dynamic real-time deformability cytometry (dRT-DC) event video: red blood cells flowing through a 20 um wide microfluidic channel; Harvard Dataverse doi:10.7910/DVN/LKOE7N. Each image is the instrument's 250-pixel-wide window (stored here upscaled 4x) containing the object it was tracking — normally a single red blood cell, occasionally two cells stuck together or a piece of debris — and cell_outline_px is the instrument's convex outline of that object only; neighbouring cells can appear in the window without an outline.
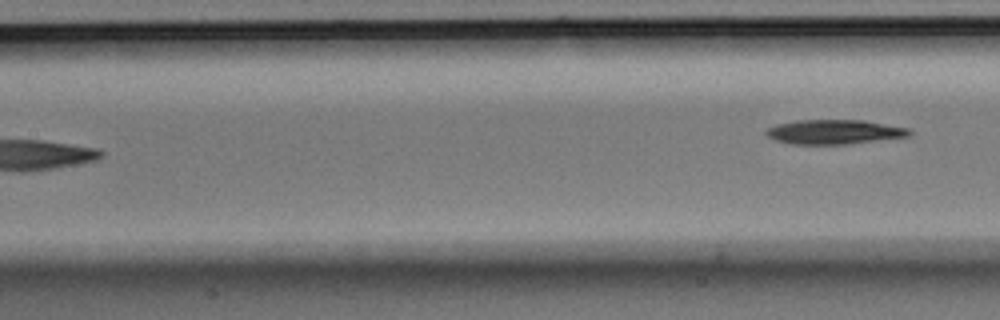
{"species": "Egyptian fruit bat (a non-hibernating species)", "species_latin": "Rousettus aegyptiacus", "temperature_condition": "room temperature", "stored_images_in_passage": 7, "segment_of_instrument_passage": [2, 2], "camera_frame_rate_fps": 3000, "um_per_image_px": 0.085, "animal": {"sex": "male"}, "frame": {"image": 1, "passage_image": 7, "time_ms": 2.0, "image_size_px": [1000, 320], "cell_outline_px": [[912, 136], [844, 144], [792, 144], [776, 140], [768, 136], [764, 132], [768, 128], [776, 124], [796, 120], [864, 120], [912, 128]], "centroid_in_image_um": [70.96, 11.2], "position_along_channel_um": 136.4, "area_um2": 20.52}}